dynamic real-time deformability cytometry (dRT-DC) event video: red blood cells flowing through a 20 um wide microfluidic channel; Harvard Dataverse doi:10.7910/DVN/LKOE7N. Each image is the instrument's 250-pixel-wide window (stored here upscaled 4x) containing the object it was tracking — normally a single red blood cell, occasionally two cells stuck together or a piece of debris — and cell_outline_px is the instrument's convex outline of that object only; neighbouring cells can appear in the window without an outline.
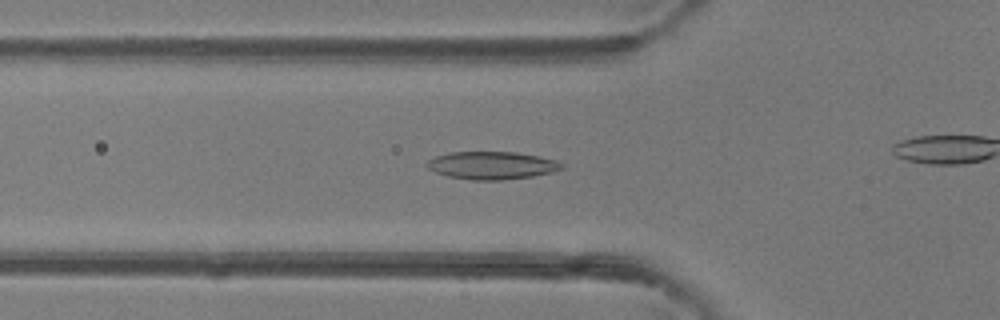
{"species": "common noctule bat (a hibernating species)", "species_latin": "Nyctalus noctula", "temperature_condition": "room temperature", "stored_images_in_passage": 39, "camera_frame_rate_fps": 3000, "um_per_image_px": 0.085, "animal": {"sex": "female"}, "frame": {"image": 1, "passage_image": 17, "time_ms": 5.333, "image_size_px": [1000, 320], "cell_outline_px": [[564, 168], [552, 172], [532, 176], [504, 180], [472, 180], [448, 176], [436, 172], [428, 168], [424, 164], [428, 160], [436, 156], [452, 152], [516, 152], [556, 160], [564, 164]], "centroid_in_image_um": [41.81, 14.06], "position_along_channel_um": 84.0, "area_um2": 21.73}}
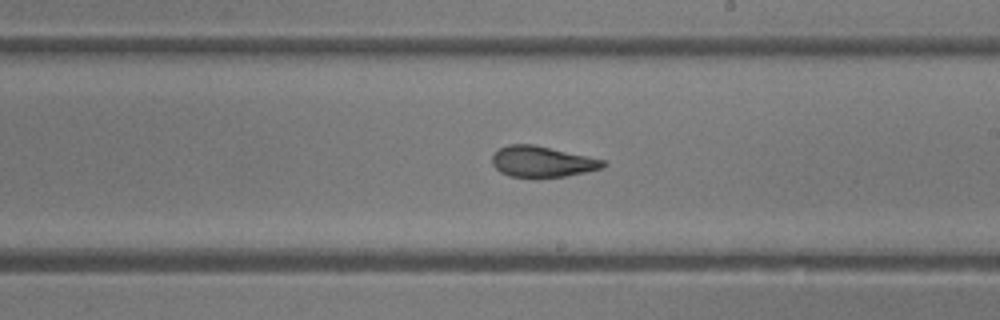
{"frame": {"image": 2, "passage_image": 28, "time_ms": 9.0, "image_size_px": [1000, 320], "cell_outline_px": [[608, 164], [604, 168], [564, 176], [532, 180], [508, 176], [500, 172], [492, 164], [492, 156], [500, 148], [508, 144], [532, 144], [588, 156], [604, 160]], "centroid_in_image_um": [46.06, 13.78], "position_along_channel_um": 242.9, "area_um2": 20.46}}
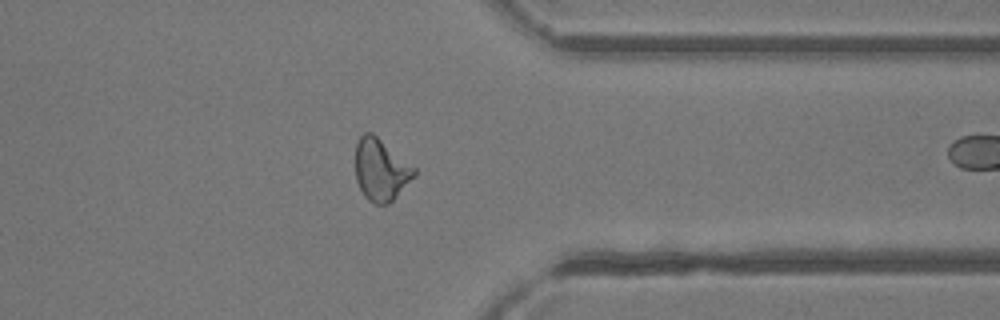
{"frame": {"image": 3, "passage_image": 38, "time_ms": 12.333, "image_size_px": [1000, 320], "cell_outline_px": [[416, 176], [388, 204], [376, 204], [368, 200], [364, 196], [356, 180], [356, 144], [360, 136], [364, 132], [372, 132], [416, 168]], "centroid_in_image_um": [32.37, 14.43], "position_along_channel_um": 379.0, "area_um2": 21.15}}